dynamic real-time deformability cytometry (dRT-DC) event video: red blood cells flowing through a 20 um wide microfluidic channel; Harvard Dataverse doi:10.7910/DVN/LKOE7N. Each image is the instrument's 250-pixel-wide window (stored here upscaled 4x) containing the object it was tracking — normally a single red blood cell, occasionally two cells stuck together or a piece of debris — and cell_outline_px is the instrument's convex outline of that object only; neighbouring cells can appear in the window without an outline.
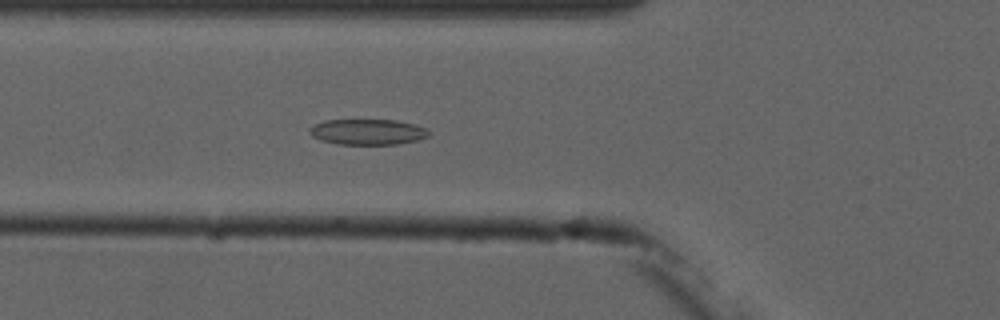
{"species": "common noctule bat (a hibernating species)", "species_latin": "Nyctalus noctula", "temperature_condition": "cold", "stored_images_in_passage": 4, "camera_frame_rate_fps": 3000, "um_per_image_px": 0.085, "animal": {"sex": "male", "forearm_length_mm": 52.5}, "frame": {"image": 1, "passage_image": 4, "time_ms": 6.0, "image_size_px": [1000, 320], "cell_outline_px": [[428, 136], [416, 140], [396, 144], [340, 144], [320, 140], [312, 136], [308, 132], [308, 128], [324, 120], [396, 120], [428, 128]], "centroid_in_image_um": [31.21, 11.21], "position_along_channel_um": 94.6, "area_um2": 17.69}}